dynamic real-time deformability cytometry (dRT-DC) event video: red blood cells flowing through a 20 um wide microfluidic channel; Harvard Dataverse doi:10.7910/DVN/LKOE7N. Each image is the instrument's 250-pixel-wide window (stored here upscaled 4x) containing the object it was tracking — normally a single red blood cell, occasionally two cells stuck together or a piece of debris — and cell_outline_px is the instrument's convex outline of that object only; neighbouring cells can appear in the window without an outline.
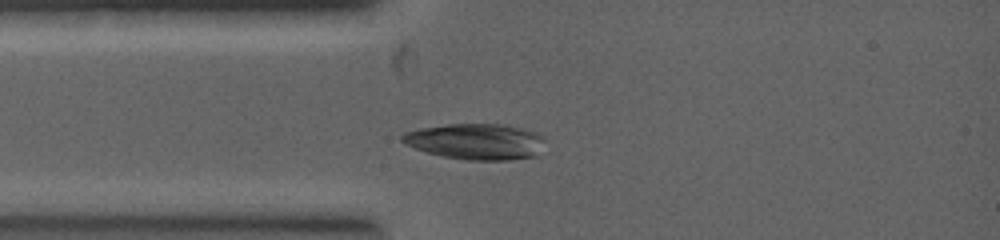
{"species": "common noctule bat (a hibernating species)", "species_latin": "Nyctalus noctula", "temperature_condition": "warm", "stored_images_in_passage": 2, "camera_frame_rate_fps": 5000, "um_per_image_px": 0.085, "animal": {"sex": "female", "body_mass_g": 19.0, "forearm_length_mm": 53.3}, "frame": {"image": 1, "passage_image": 2, "time_ms": 0.8, "image_size_px": [1000, 240], "cell_outline_px": [[544, 140], [536, 156], [508, 160], [468, 160], [444, 156], [428, 152], [404, 144], [400, 140], [400, 136], [404, 132], [420, 128], [448, 124], [504, 124], [536, 132], [544, 136]], "centroid_in_image_um": [40.43, 12.02], "position_along_channel_um": 44.6, "area_um2": 29.82}}